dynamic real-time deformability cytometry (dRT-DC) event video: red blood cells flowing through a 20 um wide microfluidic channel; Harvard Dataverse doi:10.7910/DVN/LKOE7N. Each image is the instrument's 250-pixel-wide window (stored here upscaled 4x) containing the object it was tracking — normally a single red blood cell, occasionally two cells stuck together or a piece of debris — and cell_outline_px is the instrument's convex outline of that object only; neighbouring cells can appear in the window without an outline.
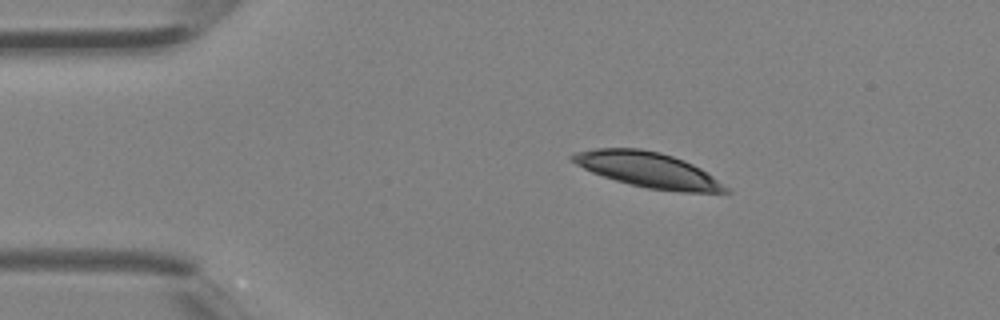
{"species": "Egyptian fruit bat (a non-hibernating species)", "species_latin": "Rousettus aegyptiacus", "temperature_condition": "room temperature", "stored_images_in_passage": 3, "camera_frame_rate_fps": 3000, "um_per_image_px": 0.085, "animal": {"sex": "female"}, "frame": {"image": 1, "passage_image": 1, "time_ms": 0.0, "image_size_px": [1000, 320], "cell_outline_px": [[732, 192], [680, 192], [648, 188], [616, 180], [592, 172], [576, 164], [568, 156], [576, 152], [596, 148], [640, 148], [660, 152], [684, 160], [700, 168], [732, 188]], "centroid_in_image_um": [55.13, 14.43], "position_along_channel_um": 29.9, "area_um2": 31.33}}